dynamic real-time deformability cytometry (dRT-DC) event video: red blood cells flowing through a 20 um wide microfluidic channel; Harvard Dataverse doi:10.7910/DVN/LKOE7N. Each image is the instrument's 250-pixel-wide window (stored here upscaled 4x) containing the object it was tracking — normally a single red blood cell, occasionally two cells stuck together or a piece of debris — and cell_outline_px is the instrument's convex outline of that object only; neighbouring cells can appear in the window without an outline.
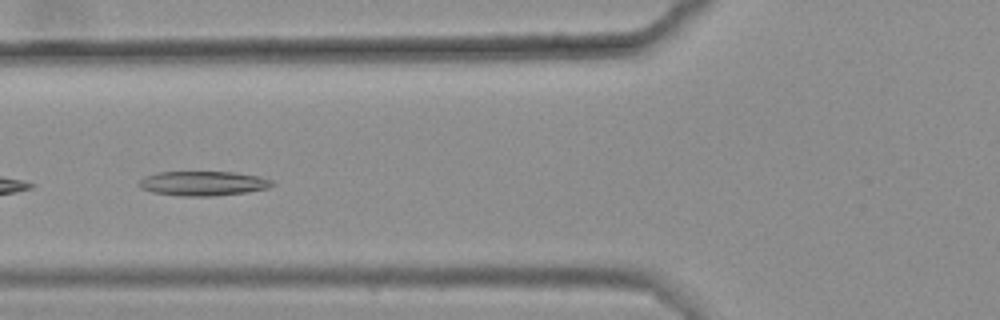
{"species": "common noctule bat (a hibernating species)", "species_latin": "Nyctalus noctula", "temperature_condition": "warm", "stored_images_in_passage": 10, "camera_frame_rate_fps": 3000, "um_per_image_px": 0.085, "animal": {"sex": "female", "body_mass_g": 25.1}, "frame": {"image": 1, "passage_image": 5, "time_ms": 1.333, "image_size_px": [1000, 320], "cell_outline_px": [[276, 184], [268, 188], [248, 192], [216, 196], [180, 196], [152, 192], [140, 188], [136, 184], [140, 180], [156, 172], [232, 172], [260, 176], [272, 180]], "centroid_in_image_um": [17.28, 15.59], "position_along_channel_um": 108.5, "area_um2": 19.19}}
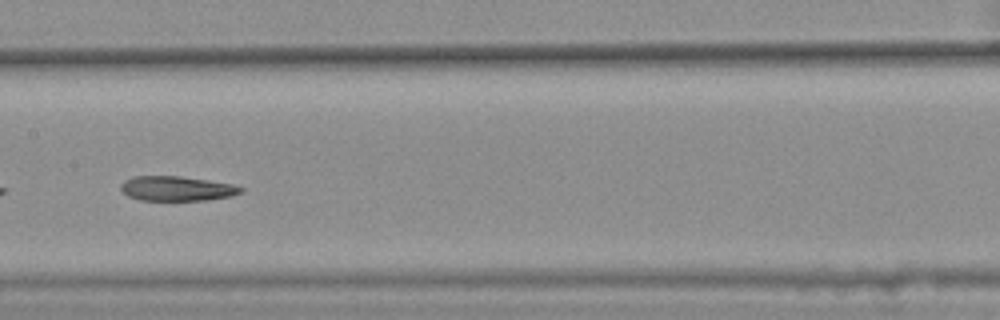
{"frame": {"image": 2, "passage_image": 7, "time_ms": 2.0, "image_size_px": [1000, 320], "cell_outline_px": [[244, 192], [232, 196], [208, 200], [140, 200], [128, 196], [120, 188], [120, 184], [124, 180], [132, 176], [180, 176], [208, 180], [232, 184], [244, 188]], "centroid_in_image_um": [15.04, 16.02], "position_along_channel_um": 192.4, "area_um2": 17.4}}
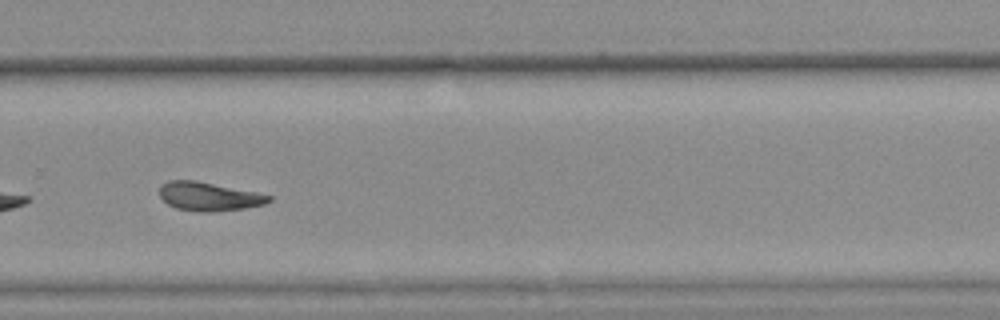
{"frame": {"image": 3, "passage_image": 10, "time_ms": 3.0, "image_size_px": [1000, 320], "cell_outline_px": [[272, 200], [264, 204], [244, 208], [212, 212], [200, 212], [176, 208], [168, 204], [160, 196], [160, 184], [168, 180], [196, 180], [256, 192], [272, 196]], "centroid_in_image_um": [17.74, 16.69], "position_along_channel_um": 312.1, "area_um2": 18.26}}